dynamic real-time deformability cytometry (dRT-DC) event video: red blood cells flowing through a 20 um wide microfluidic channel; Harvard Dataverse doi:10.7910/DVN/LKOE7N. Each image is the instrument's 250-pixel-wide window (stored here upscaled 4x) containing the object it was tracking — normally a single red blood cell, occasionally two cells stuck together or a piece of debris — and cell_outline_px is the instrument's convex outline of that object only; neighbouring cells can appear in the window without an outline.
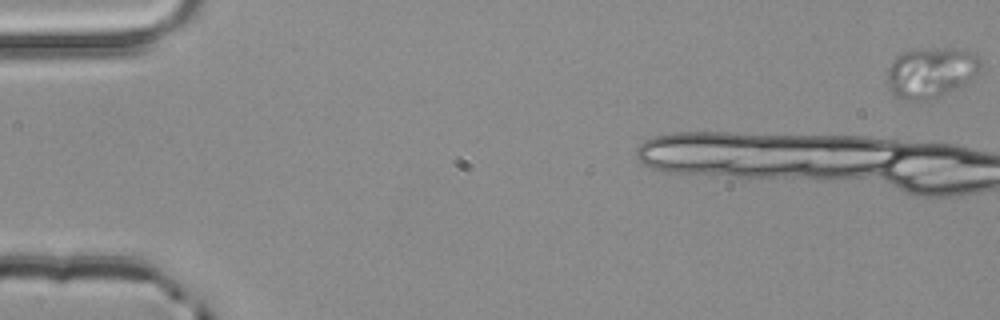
{"species": "common noctule bat (a hibernating species)", "species_latin": "Nyctalus noctula", "temperature_condition": "room temperature", "stored_images_in_passage": 5, "segment_of_instrument_passage": [2, 2], "camera_frame_rate_fps": 3000, "um_per_image_px": 0.085, "animal": {"sex": "male", "body_mass_g": 20.4}, "frame": {"image": 1, "passage_image": 5, "time_ms": 1.333, "image_size_px": [1000, 320], "cell_outline_px": [[984, 64], [980, 72], [964, 84], [948, 92], [936, 96], [916, 100], [904, 100], [896, 96], [892, 92], [888, 84], [888, 68], [892, 60], [896, 56], [904, 52], [928, 48], [964, 48], [976, 52], [980, 56]], "centroid_in_image_um": [79.21, 6.1], "position_along_channel_um": 5.8, "area_um2": 27.63}}